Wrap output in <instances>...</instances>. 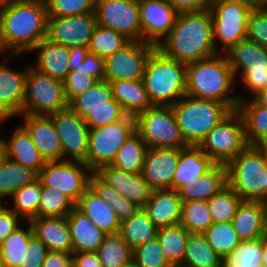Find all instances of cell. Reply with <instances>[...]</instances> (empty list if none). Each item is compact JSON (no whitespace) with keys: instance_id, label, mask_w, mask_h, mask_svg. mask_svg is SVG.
Returning <instances> with one entry per match:
<instances>
[{"instance_id":"25","label":"cell","mask_w":267,"mask_h":267,"mask_svg":"<svg viewBox=\"0 0 267 267\" xmlns=\"http://www.w3.org/2000/svg\"><path fill=\"white\" fill-rule=\"evenodd\" d=\"M143 209L157 228L176 225L181 220L182 199L171 189L154 190Z\"/></svg>"},{"instance_id":"1","label":"cell","mask_w":267,"mask_h":267,"mask_svg":"<svg viewBox=\"0 0 267 267\" xmlns=\"http://www.w3.org/2000/svg\"><path fill=\"white\" fill-rule=\"evenodd\" d=\"M47 25L45 0H12L0 8V44L5 62L31 51L46 38Z\"/></svg>"},{"instance_id":"66","label":"cell","mask_w":267,"mask_h":267,"mask_svg":"<svg viewBox=\"0 0 267 267\" xmlns=\"http://www.w3.org/2000/svg\"><path fill=\"white\" fill-rule=\"evenodd\" d=\"M263 267H267V238L263 237V252H262Z\"/></svg>"},{"instance_id":"45","label":"cell","mask_w":267,"mask_h":267,"mask_svg":"<svg viewBox=\"0 0 267 267\" xmlns=\"http://www.w3.org/2000/svg\"><path fill=\"white\" fill-rule=\"evenodd\" d=\"M13 208L21 219L29 221L32 218H37V210L41 197V181L36 179L34 182L20 187L12 194Z\"/></svg>"},{"instance_id":"69","label":"cell","mask_w":267,"mask_h":267,"mask_svg":"<svg viewBox=\"0 0 267 267\" xmlns=\"http://www.w3.org/2000/svg\"><path fill=\"white\" fill-rule=\"evenodd\" d=\"M121 267H138V266H137V264L133 260H131L130 262L124 264Z\"/></svg>"},{"instance_id":"27","label":"cell","mask_w":267,"mask_h":267,"mask_svg":"<svg viewBox=\"0 0 267 267\" xmlns=\"http://www.w3.org/2000/svg\"><path fill=\"white\" fill-rule=\"evenodd\" d=\"M73 253L97 252L107 234L74 207L66 216Z\"/></svg>"},{"instance_id":"2","label":"cell","mask_w":267,"mask_h":267,"mask_svg":"<svg viewBox=\"0 0 267 267\" xmlns=\"http://www.w3.org/2000/svg\"><path fill=\"white\" fill-rule=\"evenodd\" d=\"M156 48L167 58L185 64L218 54L210 9L179 13L173 28Z\"/></svg>"},{"instance_id":"19","label":"cell","mask_w":267,"mask_h":267,"mask_svg":"<svg viewBox=\"0 0 267 267\" xmlns=\"http://www.w3.org/2000/svg\"><path fill=\"white\" fill-rule=\"evenodd\" d=\"M141 41L155 45L169 34L179 14L168 0H138Z\"/></svg>"},{"instance_id":"30","label":"cell","mask_w":267,"mask_h":267,"mask_svg":"<svg viewBox=\"0 0 267 267\" xmlns=\"http://www.w3.org/2000/svg\"><path fill=\"white\" fill-rule=\"evenodd\" d=\"M237 111L244 122L245 137L248 145L267 146V107L258 105L252 98L238 96Z\"/></svg>"},{"instance_id":"48","label":"cell","mask_w":267,"mask_h":267,"mask_svg":"<svg viewBox=\"0 0 267 267\" xmlns=\"http://www.w3.org/2000/svg\"><path fill=\"white\" fill-rule=\"evenodd\" d=\"M240 202L241 198L229 185L224 187L207 201L213 223L231 222Z\"/></svg>"},{"instance_id":"32","label":"cell","mask_w":267,"mask_h":267,"mask_svg":"<svg viewBox=\"0 0 267 267\" xmlns=\"http://www.w3.org/2000/svg\"><path fill=\"white\" fill-rule=\"evenodd\" d=\"M110 85L113 98L127 115L136 116L153 106L142 79L111 81Z\"/></svg>"},{"instance_id":"42","label":"cell","mask_w":267,"mask_h":267,"mask_svg":"<svg viewBox=\"0 0 267 267\" xmlns=\"http://www.w3.org/2000/svg\"><path fill=\"white\" fill-rule=\"evenodd\" d=\"M96 253L102 267H121L132 260L133 250L116 233L106 235Z\"/></svg>"},{"instance_id":"53","label":"cell","mask_w":267,"mask_h":267,"mask_svg":"<svg viewBox=\"0 0 267 267\" xmlns=\"http://www.w3.org/2000/svg\"><path fill=\"white\" fill-rule=\"evenodd\" d=\"M127 114L122 107L100 108L90 112L85 118L89 129H94L107 124L115 123L122 120Z\"/></svg>"},{"instance_id":"5","label":"cell","mask_w":267,"mask_h":267,"mask_svg":"<svg viewBox=\"0 0 267 267\" xmlns=\"http://www.w3.org/2000/svg\"><path fill=\"white\" fill-rule=\"evenodd\" d=\"M172 109L182 137L188 145L198 146L231 110L223 103L185 95Z\"/></svg>"},{"instance_id":"55","label":"cell","mask_w":267,"mask_h":267,"mask_svg":"<svg viewBox=\"0 0 267 267\" xmlns=\"http://www.w3.org/2000/svg\"><path fill=\"white\" fill-rule=\"evenodd\" d=\"M27 249L28 252L18 267H42L48 252L45 244L33 235L28 242Z\"/></svg>"},{"instance_id":"36","label":"cell","mask_w":267,"mask_h":267,"mask_svg":"<svg viewBox=\"0 0 267 267\" xmlns=\"http://www.w3.org/2000/svg\"><path fill=\"white\" fill-rule=\"evenodd\" d=\"M221 260L204 233H189L184 259L178 267H221Z\"/></svg>"},{"instance_id":"65","label":"cell","mask_w":267,"mask_h":267,"mask_svg":"<svg viewBox=\"0 0 267 267\" xmlns=\"http://www.w3.org/2000/svg\"><path fill=\"white\" fill-rule=\"evenodd\" d=\"M261 183L265 189V202L267 201V162L265 164V169L263 175L260 177Z\"/></svg>"},{"instance_id":"14","label":"cell","mask_w":267,"mask_h":267,"mask_svg":"<svg viewBox=\"0 0 267 267\" xmlns=\"http://www.w3.org/2000/svg\"><path fill=\"white\" fill-rule=\"evenodd\" d=\"M62 146L63 160L84 162L88 154L89 127L69 106L49 115Z\"/></svg>"},{"instance_id":"10","label":"cell","mask_w":267,"mask_h":267,"mask_svg":"<svg viewBox=\"0 0 267 267\" xmlns=\"http://www.w3.org/2000/svg\"><path fill=\"white\" fill-rule=\"evenodd\" d=\"M135 131V116L131 115L118 122L90 129L86 165L93 173L111 165L117 151Z\"/></svg>"},{"instance_id":"49","label":"cell","mask_w":267,"mask_h":267,"mask_svg":"<svg viewBox=\"0 0 267 267\" xmlns=\"http://www.w3.org/2000/svg\"><path fill=\"white\" fill-rule=\"evenodd\" d=\"M132 260L138 267H174L162 252L157 238L134 248Z\"/></svg>"},{"instance_id":"70","label":"cell","mask_w":267,"mask_h":267,"mask_svg":"<svg viewBox=\"0 0 267 267\" xmlns=\"http://www.w3.org/2000/svg\"><path fill=\"white\" fill-rule=\"evenodd\" d=\"M12 0H0V8L4 7L6 4L11 2Z\"/></svg>"},{"instance_id":"56","label":"cell","mask_w":267,"mask_h":267,"mask_svg":"<svg viewBox=\"0 0 267 267\" xmlns=\"http://www.w3.org/2000/svg\"><path fill=\"white\" fill-rule=\"evenodd\" d=\"M75 69H82L97 81H105V59L88 52L85 59Z\"/></svg>"},{"instance_id":"72","label":"cell","mask_w":267,"mask_h":267,"mask_svg":"<svg viewBox=\"0 0 267 267\" xmlns=\"http://www.w3.org/2000/svg\"><path fill=\"white\" fill-rule=\"evenodd\" d=\"M1 54L5 57L4 52H3V50H2V47H1V44H0V55H1Z\"/></svg>"},{"instance_id":"9","label":"cell","mask_w":267,"mask_h":267,"mask_svg":"<svg viewBox=\"0 0 267 267\" xmlns=\"http://www.w3.org/2000/svg\"><path fill=\"white\" fill-rule=\"evenodd\" d=\"M68 105L63 82L28 66L22 115L49 116Z\"/></svg>"},{"instance_id":"18","label":"cell","mask_w":267,"mask_h":267,"mask_svg":"<svg viewBox=\"0 0 267 267\" xmlns=\"http://www.w3.org/2000/svg\"><path fill=\"white\" fill-rule=\"evenodd\" d=\"M97 26L95 13L73 16H48L47 39L67 48L88 47Z\"/></svg>"},{"instance_id":"37","label":"cell","mask_w":267,"mask_h":267,"mask_svg":"<svg viewBox=\"0 0 267 267\" xmlns=\"http://www.w3.org/2000/svg\"><path fill=\"white\" fill-rule=\"evenodd\" d=\"M147 148L146 142L135 131L117 151L110 166L125 172L140 174Z\"/></svg>"},{"instance_id":"8","label":"cell","mask_w":267,"mask_h":267,"mask_svg":"<svg viewBox=\"0 0 267 267\" xmlns=\"http://www.w3.org/2000/svg\"><path fill=\"white\" fill-rule=\"evenodd\" d=\"M247 145L243 118L237 110H233L207 134L198 147L216 164L227 165Z\"/></svg>"},{"instance_id":"11","label":"cell","mask_w":267,"mask_h":267,"mask_svg":"<svg viewBox=\"0 0 267 267\" xmlns=\"http://www.w3.org/2000/svg\"><path fill=\"white\" fill-rule=\"evenodd\" d=\"M227 58L233 71L235 80L236 74L241 71V82L246 89L253 94V97L260 91L267 88V49L247 38L239 41L230 50ZM240 69V70H239Z\"/></svg>"},{"instance_id":"13","label":"cell","mask_w":267,"mask_h":267,"mask_svg":"<svg viewBox=\"0 0 267 267\" xmlns=\"http://www.w3.org/2000/svg\"><path fill=\"white\" fill-rule=\"evenodd\" d=\"M42 186L60 190L75 204L85 190L94 182V173L84 162H46L38 173Z\"/></svg>"},{"instance_id":"51","label":"cell","mask_w":267,"mask_h":267,"mask_svg":"<svg viewBox=\"0 0 267 267\" xmlns=\"http://www.w3.org/2000/svg\"><path fill=\"white\" fill-rule=\"evenodd\" d=\"M97 80L88 75L82 69H74L69 71L66 79L63 81L65 96L70 103L75 97L85 93L91 88Z\"/></svg>"},{"instance_id":"35","label":"cell","mask_w":267,"mask_h":267,"mask_svg":"<svg viewBox=\"0 0 267 267\" xmlns=\"http://www.w3.org/2000/svg\"><path fill=\"white\" fill-rule=\"evenodd\" d=\"M157 232L158 228L140 208L130 219L121 222L118 234L133 250L156 238Z\"/></svg>"},{"instance_id":"41","label":"cell","mask_w":267,"mask_h":267,"mask_svg":"<svg viewBox=\"0 0 267 267\" xmlns=\"http://www.w3.org/2000/svg\"><path fill=\"white\" fill-rule=\"evenodd\" d=\"M28 227H18L1 244L0 252L4 267H18L28 252L27 245L33 236L32 227L28 221Z\"/></svg>"},{"instance_id":"4","label":"cell","mask_w":267,"mask_h":267,"mask_svg":"<svg viewBox=\"0 0 267 267\" xmlns=\"http://www.w3.org/2000/svg\"><path fill=\"white\" fill-rule=\"evenodd\" d=\"M142 80L152 105L173 106L186 95V64L156 48L146 61Z\"/></svg>"},{"instance_id":"67","label":"cell","mask_w":267,"mask_h":267,"mask_svg":"<svg viewBox=\"0 0 267 267\" xmlns=\"http://www.w3.org/2000/svg\"><path fill=\"white\" fill-rule=\"evenodd\" d=\"M214 1H222V2H238L244 5L251 6L254 9V0H214Z\"/></svg>"},{"instance_id":"39","label":"cell","mask_w":267,"mask_h":267,"mask_svg":"<svg viewBox=\"0 0 267 267\" xmlns=\"http://www.w3.org/2000/svg\"><path fill=\"white\" fill-rule=\"evenodd\" d=\"M189 232L180 224L158 228L157 240L167 260L178 267L184 259Z\"/></svg>"},{"instance_id":"6","label":"cell","mask_w":267,"mask_h":267,"mask_svg":"<svg viewBox=\"0 0 267 267\" xmlns=\"http://www.w3.org/2000/svg\"><path fill=\"white\" fill-rule=\"evenodd\" d=\"M266 162V147L247 145L226 165L228 185L241 200L265 202V189L260 177Z\"/></svg>"},{"instance_id":"16","label":"cell","mask_w":267,"mask_h":267,"mask_svg":"<svg viewBox=\"0 0 267 267\" xmlns=\"http://www.w3.org/2000/svg\"><path fill=\"white\" fill-rule=\"evenodd\" d=\"M155 49L144 41H130L105 59V81L143 79L146 61Z\"/></svg>"},{"instance_id":"33","label":"cell","mask_w":267,"mask_h":267,"mask_svg":"<svg viewBox=\"0 0 267 267\" xmlns=\"http://www.w3.org/2000/svg\"><path fill=\"white\" fill-rule=\"evenodd\" d=\"M7 158L39 173L46 162L32 142L28 132L19 125L6 141Z\"/></svg>"},{"instance_id":"40","label":"cell","mask_w":267,"mask_h":267,"mask_svg":"<svg viewBox=\"0 0 267 267\" xmlns=\"http://www.w3.org/2000/svg\"><path fill=\"white\" fill-rule=\"evenodd\" d=\"M263 237L240 241L236 248L222 257L221 267H263Z\"/></svg>"},{"instance_id":"24","label":"cell","mask_w":267,"mask_h":267,"mask_svg":"<svg viewBox=\"0 0 267 267\" xmlns=\"http://www.w3.org/2000/svg\"><path fill=\"white\" fill-rule=\"evenodd\" d=\"M33 235L48 251L73 253L72 240L66 217H37L29 220Z\"/></svg>"},{"instance_id":"60","label":"cell","mask_w":267,"mask_h":267,"mask_svg":"<svg viewBox=\"0 0 267 267\" xmlns=\"http://www.w3.org/2000/svg\"><path fill=\"white\" fill-rule=\"evenodd\" d=\"M72 267H102L96 252L72 253Z\"/></svg>"},{"instance_id":"44","label":"cell","mask_w":267,"mask_h":267,"mask_svg":"<svg viewBox=\"0 0 267 267\" xmlns=\"http://www.w3.org/2000/svg\"><path fill=\"white\" fill-rule=\"evenodd\" d=\"M213 223L207 201H182L180 225L189 233H204Z\"/></svg>"},{"instance_id":"57","label":"cell","mask_w":267,"mask_h":267,"mask_svg":"<svg viewBox=\"0 0 267 267\" xmlns=\"http://www.w3.org/2000/svg\"><path fill=\"white\" fill-rule=\"evenodd\" d=\"M19 217L11 207L0 206V244L18 227L20 223Z\"/></svg>"},{"instance_id":"20","label":"cell","mask_w":267,"mask_h":267,"mask_svg":"<svg viewBox=\"0 0 267 267\" xmlns=\"http://www.w3.org/2000/svg\"><path fill=\"white\" fill-rule=\"evenodd\" d=\"M180 148H147L141 175L154 190L171 189Z\"/></svg>"},{"instance_id":"50","label":"cell","mask_w":267,"mask_h":267,"mask_svg":"<svg viewBox=\"0 0 267 267\" xmlns=\"http://www.w3.org/2000/svg\"><path fill=\"white\" fill-rule=\"evenodd\" d=\"M48 16L95 13L96 0H45Z\"/></svg>"},{"instance_id":"7","label":"cell","mask_w":267,"mask_h":267,"mask_svg":"<svg viewBox=\"0 0 267 267\" xmlns=\"http://www.w3.org/2000/svg\"><path fill=\"white\" fill-rule=\"evenodd\" d=\"M136 131L148 148H186L172 106L153 105L135 116Z\"/></svg>"},{"instance_id":"21","label":"cell","mask_w":267,"mask_h":267,"mask_svg":"<svg viewBox=\"0 0 267 267\" xmlns=\"http://www.w3.org/2000/svg\"><path fill=\"white\" fill-rule=\"evenodd\" d=\"M75 207L105 234L119 232L121 221L106 200L103 190L93 182L81 195Z\"/></svg>"},{"instance_id":"61","label":"cell","mask_w":267,"mask_h":267,"mask_svg":"<svg viewBox=\"0 0 267 267\" xmlns=\"http://www.w3.org/2000/svg\"><path fill=\"white\" fill-rule=\"evenodd\" d=\"M89 49L85 46H74L70 48L69 68L70 71L74 70L75 67L79 66L83 62L85 56L88 54Z\"/></svg>"},{"instance_id":"34","label":"cell","mask_w":267,"mask_h":267,"mask_svg":"<svg viewBox=\"0 0 267 267\" xmlns=\"http://www.w3.org/2000/svg\"><path fill=\"white\" fill-rule=\"evenodd\" d=\"M68 106L83 119L95 109L121 107L113 98L108 81H97L85 93L75 97Z\"/></svg>"},{"instance_id":"71","label":"cell","mask_w":267,"mask_h":267,"mask_svg":"<svg viewBox=\"0 0 267 267\" xmlns=\"http://www.w3.org/2000/svg\"><path fill=\"white\" fill-rule=\"evenodd\" d=\"M0 267H4L3 259H2V256H1V252H0Z\"/></svg>"},{"instance_id":"12","label":"cell","mask_w":267,"mask_h":267,"mask_svg":"<svg viewBox=\"0 0 267 267\" xmlns=\"http://www.w3.org/2000/svg\"><path fill=\"white\" fill-rule=\"evenodd\" d=\"M252 10L251 6L238 2L213 1L210 12L214 46L217 53H226L239 41L246 38L248 18ZM218 40H220L221 48L217 45Z\"/></svg>"},{"instance_id":"23","label":"cell","mask_w":267,"mask_h":267,"mask_svg":"<svg viewBox=\"0 0 267 267\" xmlns=\"http://www.w3.org/2000/svg\"><path fill=\"white\" fill-rule=\"evenodd\" d=\"M0 63V119H10L21 114L25 98L26 70H12Z\"/></svg>"},{"instance_id":"3","label":"cell","mask_w":267,"mask_h":267,"mask_svg":"<svg viewBox=\"0 0 267 267\" xmlns=\"http://www.w3.org/2000/svg\"><path fill=\"white\" fill-rule=\"evenodd\" d=\"M224 55V56H223ZM234 74L225 53L186 64V95L225 104L237 110L239 98L231 96Z\"/></svg>"},{"instance_id":"28","label":"cell","mask_w":267,"mask_h":267,"mask_svg":"<svg viewBox=\"0 0 267 267\" xmlns=\"http://www.w3.org/2000/svg\"><path fill=\"white\" fill-rule=\"evenodd\" d=\"M216 163L198 146L180 148L179 161L172 180L171 190L181 187L208 172Z\"/></svg>"},{"instance_id":"47","label":"cell","mask_w":267,"mask_h":267,"mask_svg":"<svg viewBox=\"0 0 267 267\" xmlns=\"http://www.w3.org/2000/svg\"><path fill=\"white\" fill-rule=\"evenodd\" d=\"M204 234L208 244L221 257L232 252L241 241L232 222L212 223Z\"/></svg>"},{"instance_id":"29","label":"cell","mask_w":267,"mask_h":267,"mask_svg":"<svg viewBox=\"0 0 267 267\" xmlns=\"http://www.w3.org/2000/svg\"><path fill=\"white\" fill-rule=\"evenodd\" d=\"M227 185L226 165L215 164L208 172L184 185L177 192L182 201H208Z\"/></svg>"},{"instance_id":"62","label":"cell","mask_w":267,"mask_h":267,"mask_svg":"<svg viewBox=\"0 0 267 267\" xmlns=\"http://www.w3.org/2000/svg\"><path fill=\"white\" fill-rule=\"evenodd\" d=\"M258 105H261L263 107H267V88L257 93L252 98Z\"/></svg>"},{"instance_id":"54","label":"cell","mask_w":267,"mask_h":267,"mask_svg":"<svg viewBox=\"0 0 267 267\" xmlns=\"http://www.w3.org/2000/svg\"><path fill=\"white\" fill-rule=\"evenodd\" d=\"M103 193L111 209L117 213L121 222L130 219L140 209L136 204L130 202L117 192L103 191Z\"/></svg>"},{"instance_id":"64","label":"cell","mask_w":267,"mask_h":267,"mask_svg":"<svg viewBox=\"0 0 267 267\" xmlns=\"http://www.w3.org/2000/svg\"><path fill=\"white\" fill-rule=\"evenodd\" d=\"M263 237L267 238V201L264 202L263 211Z\"/></svg>"},{"instance_id":"46","label":"cell","mask_w":267,"mask_h":267,"mask_svg":"<svg viewBox=\"0 0 267 267\" xmlns=\"http://www.w3.org/2000/svg\"><path fill=\"white\" fill-rule=\"evenodd\" d=\"M75 203L60 190L42 186L37 217H66Z\"/></svg>"},{"instance_id":"63","label":"cell","mask_w":267,"mask_h":267,"mask_svg":"<svg viewBox=\"0 0 267 267\" xmlns=\"http://www.w3.org/2000/svg\"><path fill=\"white\" fill-rule=\"evenodd\" d=\"M5 122V119H0V126ZM7 158V150H6V140L0 138V163H2Z\"/></svg>"},{"instance_id":"52","label":"cell","mask_w":267,"mask_h":267,"mask_svg":"<svg viewBox=\"0 0 267 267\" xmlns=\"http://www.w3.org/2000/svg\"><path fill=\"white\" fill-rule=\"evenodd\" d=\"M246 38L267 49V8H254L250 12Z\"/></svg>"},{"instance_id":"43","label":"cell","mask_w":267,"mask_h":267,"mask_svg":"<svg viewBox=\"0 0 267 267\" xmlns=\"http://www.w3.org/2000/svg\"><path fill=\"white\" fill-rule=\"evenodd\" d=\"M130 41L125 35L97 24L91 36L88 49L90 53L106 59L117 50L126 46Z\"/></svg>"},{"instance_id":"38","label":"cell","mask_w":267,"mask_h":267,"mask_svg":"<svg viewBox=\"0 0 267 267\" xmlns=\"http://www.w3.org/2000/svg\"><path fill=\"white\" fill-rule=\"evenodd\" d=\"M38 179V173L28 167L6 158L0 163V202L2 198L11 197L20 187Z\"/></svg>"},{"instance_id":"31","label":"cell","mask_w":267,"mask_h":267,"mask_svg":"<svg viewBox=\"0 0 267 267\" xmlns=\"http://www.w3.org/2000/svg\"><path fill=\"white\" fill-rule=\"evenodd\" d=\"M263 211V201L241 200L231 221L241 241L263 237Z\"/></svg>"},{"instance_id":"58","label":"cell","mask_w":267,"mask_h":267,"mask_svg":"<svg viewBox=\"0 0 267 267\" xmlns=\"http://www.w3.org/2000/svg\"><path fill=\"white\" fill-rule=\"evenodd\" d=\"M214 0H168L178 13L208 10Z\"/></svg>"},{"instance_id":"22","label":"cell","mask_w":267,"mask_h":267,"mask_svg":"<svg viewBox=\"0 0 267 267\" xmlns=\"http://www.w3.org/2000/svg\"><path fill=\"white\" fill-rule=\"evenodd\" d=\"M22 117L24 119L22 127L28 132L45 162L62 161V146L52 118L46 115H23Z\"/></svg>"},{"instance_id":"68","label":"cell","mask_w":267,"mask_h":267,"mask_svg":"<svg viewBox=\"0 0 267 267\" xmlns=\"http://www.w3.org/2000/svg\"><path fill=\"white\" fill-rule=\"evenodd\" d=\"M254 8H267V0H254Z\"/></svg>"},{"instance_id":"17","label":"cell","mask_w":267,"mask_h":267,"mask_svg":"<svg viewBox=\"0 0 267 267\" xmlns=\"http://www.w3.org/2000/svg\"><path fill=\"white\" fill-rule=\"evenodd\" d=\"M94 182L103 191L117 192L140 208L146 205L154 192L141 173L125 172L110 165L94 173Z\"/></svg>"},{"instance_id":"26","label":"cell","mask_w":267,"mask_h":267,"mask_svg":"<svg viewBox=\"0 0 267 267\" xmlns=\"http://www.w3.org/2000/svg\"><path fill=\"white\" fill-rule=\"evenodd\" d=\"M38 52L35 66L38 72L63 82L70 71V48L51 42L44 38L31 52Z\"/></svg>"},{"instance_id":"59","label":"cell","mask_w":267,"mask_h":267,"mask_svg":"<svg viewBox=\"0 0 267 267\" xmlns=\"http://www.w3.org/2000/svg\"><path fill=\"white\" fill-rule=\"evenodd\" d=\"M42 267H72V253L48 251Z\"/></svg>"},{"instance_id":"15","label":"cell","mask_w":267,"mask_h":267,"mask_svg":"<svg viewBox=\"0 0 267 267\" xmlns=\"http://www.w3.org/2000/svg\"><path fill=\"white\" fill-rule=\"evenodd\" d=\"M95 15L98 25L141 41L138 0H96Z\"/></svg>"}]
</instances>
